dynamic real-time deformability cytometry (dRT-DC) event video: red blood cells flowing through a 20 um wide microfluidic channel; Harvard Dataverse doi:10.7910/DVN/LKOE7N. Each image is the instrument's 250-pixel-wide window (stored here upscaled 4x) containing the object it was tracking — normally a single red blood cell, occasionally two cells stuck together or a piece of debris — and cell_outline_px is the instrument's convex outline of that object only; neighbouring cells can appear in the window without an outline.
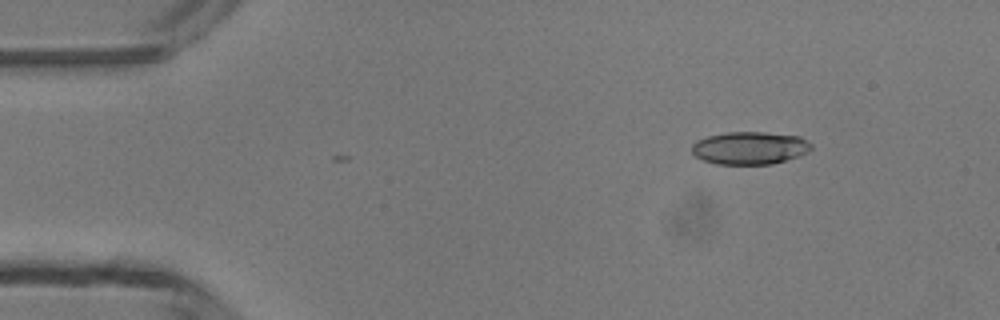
{"species": "common noctule bat (a hibernating species)", "species_latin": "Nyctalus noctula", "temperature_condition": "room temperature", "stored_images_in_passage": 3, "camera_frame_rate_fps": 3000, "um_per_image_px": 0.085, "animal": {"sex": "male", "body_mass_g": 13.3}, "frame": {"image": 1, "passage_image": 1, "time_ms": 0.0, "image_size_px": [1000, 320], "cell_outline_px": [[812, 148], [808, 152], [772, 164], [716, 164], [704, 160], [696, 156], [692, 152], [692, 144], [696, 140], [708, 136], [728, 132], [764, 132], [800, 136], [812, 144]], "centroid_in_image_um": [63.72, 12.57], "position_along_channel_um": 21.3, "area_um2": 22.66}}